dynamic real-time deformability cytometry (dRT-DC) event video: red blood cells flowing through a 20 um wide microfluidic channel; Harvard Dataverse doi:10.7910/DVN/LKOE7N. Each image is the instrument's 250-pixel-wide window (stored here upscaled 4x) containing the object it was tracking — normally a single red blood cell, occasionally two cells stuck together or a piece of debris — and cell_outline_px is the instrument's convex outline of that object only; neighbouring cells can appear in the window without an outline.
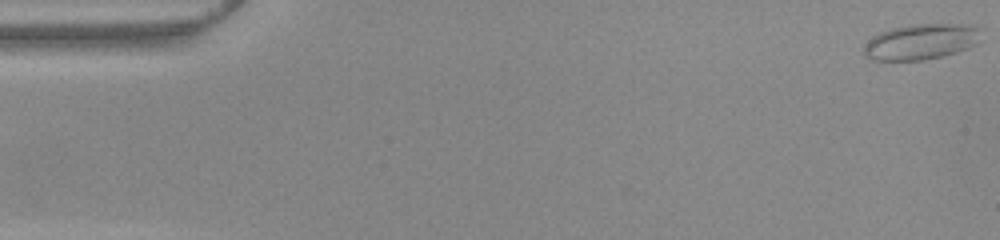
{"species": "common noctule bat (a hibernating species)", "species_latin": "Nyctalus noctula", "temperature_condition": "warm", "stored_images_in_passage": 17, "camera_frame_rate_fps": 3000, "um_per_image_px": 0.085, "animal": {"sex": "female", "body_mass_g": 22.0, "forearm_length_mm": 56.7}, "frame": {"image": 1, "passage_image": 1, "time_ms": 0.0, "image_size_px": [1000, 240], "cell_outline_px": [[984, 28], [976, 44], [968, 48], [956, 52], [924, 60], [868, 60], [864, 56], [864, 48], [868, 40], [872, 36], [880, 32], [892, 28], [916, 24], [964, 24]], "centroid_in_image_um": [78.29, 3.54], "position_along_channel_um": 6.7, "area_um2": 24.45}}